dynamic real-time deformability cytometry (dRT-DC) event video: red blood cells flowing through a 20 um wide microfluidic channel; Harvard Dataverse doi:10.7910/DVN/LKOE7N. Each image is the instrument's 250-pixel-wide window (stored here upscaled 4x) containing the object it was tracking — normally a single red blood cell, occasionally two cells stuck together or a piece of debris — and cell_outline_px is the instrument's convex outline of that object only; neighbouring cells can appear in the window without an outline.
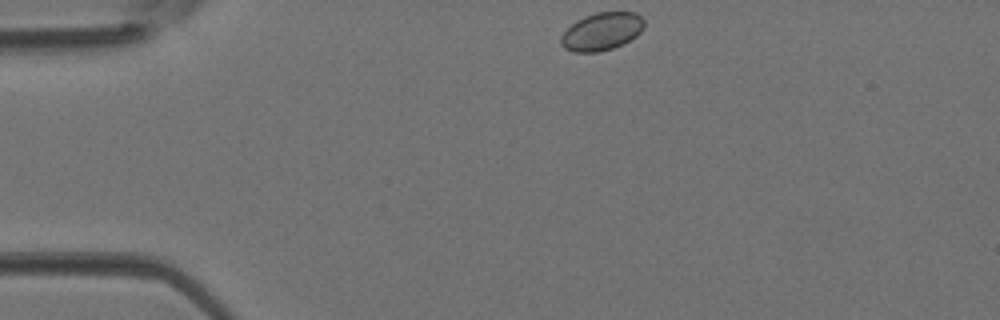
{"species": "Egyptian fruit bat (a non-hibernating species)", "species_latin": "Rousettus aegyptiacus", "temperature_condition": "room temperature", "stored_images_in_passage": 2, "camera_frame_rate_fps": 3000, "um_per_image_px": 0.085, "animal": {"sex": "female"}, "frame": {"image": 1, "passage_image": 1, "time_ms": 0.0, "image_size_px": [1000, 320], "cell_outline_px": [[644, 28], [636, 36], [624, 44], [612, 48], [596, 52], [576, 52], [564, 48], [560, 44], [560, 36], [576, 20], [584, 16], [596, 12], [636, 12], [644, 20]], "centroid_in_image_um": [51.15, 2.67], "position_along_channel_um": 33.9, "area_um2": 18.38}}